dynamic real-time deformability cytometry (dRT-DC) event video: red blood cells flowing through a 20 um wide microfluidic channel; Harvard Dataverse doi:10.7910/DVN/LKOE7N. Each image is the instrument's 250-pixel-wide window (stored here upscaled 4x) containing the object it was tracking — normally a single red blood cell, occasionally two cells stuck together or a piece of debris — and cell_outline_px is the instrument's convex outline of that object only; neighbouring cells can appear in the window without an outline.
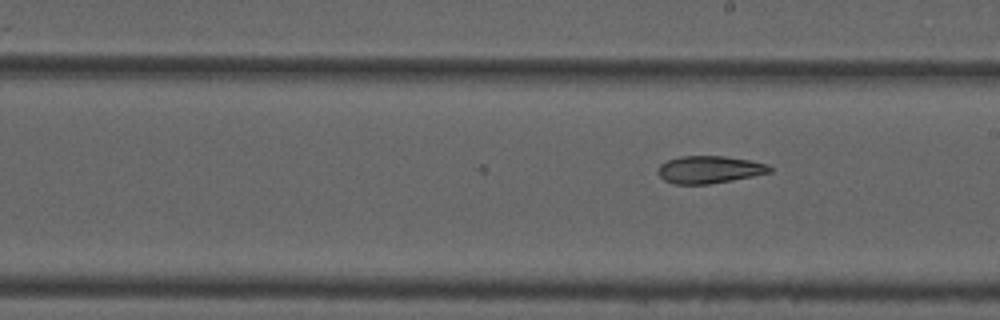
{"species": "common noctule bat (a hibernating species)", "species_latin": "Nyctalus noctula", "temperature_condition": "cold", "stored_images_in_passage": 31, "camera_frame_rate_fps": 3000, "um_per_image_px": 0.085, "animal": {"sex": "male", "forearm_length_mm": 52.5}, "frame": {"image": 1, "passage_image": 31, "time_ms": 10.0, "image_size_px": [1000, 320], "cell_outline_px": [[772, 172], [732, 180], [708, 184], [676, 184], [664, 180], [656, 172], [660, 164], [668, 160], [680, 156], [724, 156], [748, 160], [768, 164], [772, 168]], "centroid_in_image_um": [60.28, 14.41], "position_along_channel_um": 228.7, "area_um2": 17.8}}